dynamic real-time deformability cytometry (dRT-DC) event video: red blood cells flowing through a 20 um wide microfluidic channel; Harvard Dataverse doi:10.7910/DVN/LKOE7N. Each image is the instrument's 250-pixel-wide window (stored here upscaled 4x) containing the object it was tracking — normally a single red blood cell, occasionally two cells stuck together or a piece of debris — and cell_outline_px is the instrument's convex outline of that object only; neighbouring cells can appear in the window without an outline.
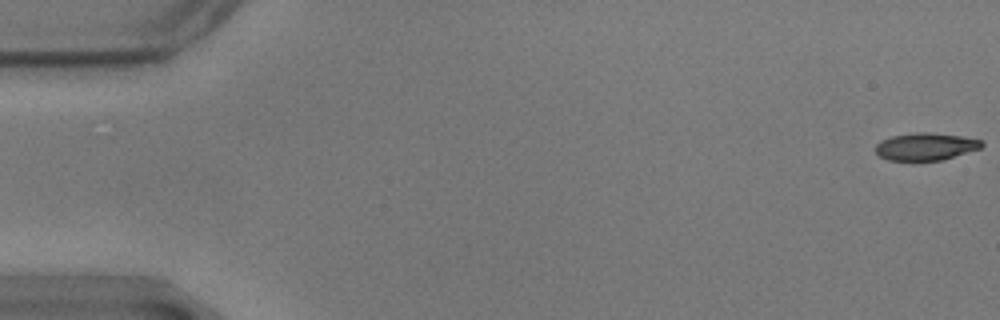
{"species": "common noctule bat (a hibernating species)", "species_latin": "Nyctalus noctula", "temperature_condition": "warm", "stored_images_in_passage": 58, "camera_frame_rate_fps": 3000, "um_per_image_px": 0.085, "animal": {"sex": "male", "body_mass_g": 17.9}, "frame": {"image": 1, "passage_image": 1, "time_ms": 0.0, "image_size_px": [1000, 320], "cell_outline_px": [[984, 144], [980, 148], [940, 160], [888, 160], [880, 156], [876, 152], [876, 144], [880, 140], [892, 136], [916, 132], [928, 132], [960, 136], [980, 140]], "centroid_in_image_um": [78.64, 12.45], "position_along_channel_um": 6.4, "area_um2": 16.65}}
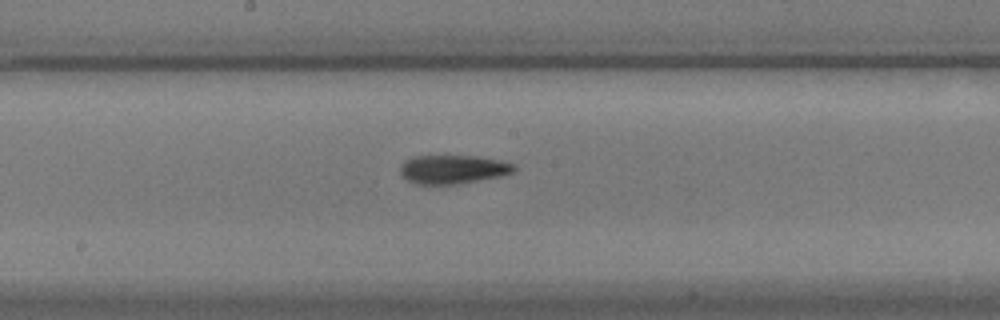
{"frame": {"image": 2, "passage_image": 31, "time_ms": 10.0, "image_size_px": [1000, 320], "cell_outline_px": [[516, 168], [512, 172], [500, 176], [456, 184], [416, 184], [408, 180], [400, 172], [400, 164], [404, 160], [412, 156], [480, 156], [500, 160], [516, 164]], "centroid_in_image_um": [38.49, 14.38], "position_along_channel_um": 209.7, "area_um2": 19.07}}
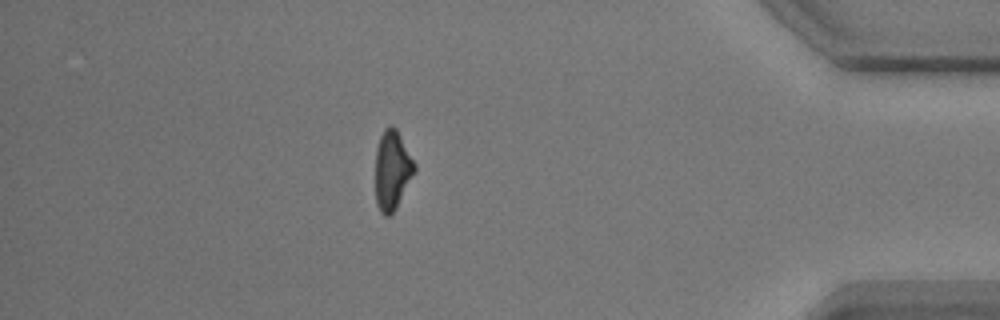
{"frame": {"image": 3, "passage_image": 51, "time_ms": 16.667, "image_size_px": [1000, 320], "cell_outline_px": [[416, 168], [396, 208], [388, 216], [384, 216], [380, 212], [376, 204], [376, 148], [380, 136], [384, 128], [388, 124], [392, 124], [396, 128], [416, 164]], "centroid_in_image_um": [33.32, 14.43], "position_along_channel_um": 401.9, "area_um2": 17.98}, "authors_computed_cell_mechanics": {"area_um2": 18.4382, "velocity_mm_per_s": 3.4981, "shape_relaxation_time_tau1_ms": 10.7572, "shape_relaxation_time_tau2_ms": 2.4741, "deformation_change_tau1": 0.2786, "deformation_change_tau2": 0.1035}}